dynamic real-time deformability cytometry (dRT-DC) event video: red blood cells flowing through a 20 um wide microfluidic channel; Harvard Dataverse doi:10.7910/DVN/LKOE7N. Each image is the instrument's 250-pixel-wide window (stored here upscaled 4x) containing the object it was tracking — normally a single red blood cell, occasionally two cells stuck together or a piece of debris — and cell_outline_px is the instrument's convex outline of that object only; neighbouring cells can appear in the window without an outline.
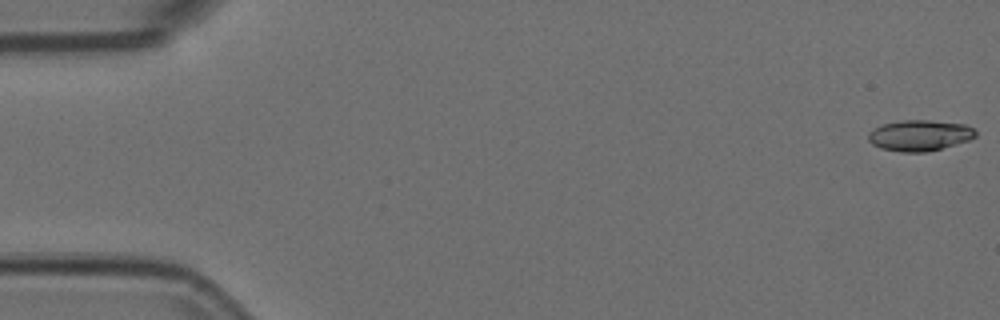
{"species": "Egyptian fruit bat (a non-hibernating species)", "species_latin": "Rousettus aegyptiacus", "temperature_condition": "room temperature", "stored_images_in_passage": 14, "camera_frame_rate_fps": 3000, "um_per_image_px": 0.085, "animal": {"sex": "female"}, "frame": {"image": 1, "passage_image": 1, "time_ms": 0.0, "image_size_px": [1000, 320], "cell_outline_px": [[976, 136], [968, 140], [928, 152], [900, 152], [880, 148], [872, 144], [868, 140], [868, 132], [872, 128], [884, 124], [900, 120], [928, 120], [964, 124], [972, 128], [976, 132]], "centroid_in_image_um": [78.12, 11.51], "position_along_channel_um": 6.9, "area_um2": 19.31}}